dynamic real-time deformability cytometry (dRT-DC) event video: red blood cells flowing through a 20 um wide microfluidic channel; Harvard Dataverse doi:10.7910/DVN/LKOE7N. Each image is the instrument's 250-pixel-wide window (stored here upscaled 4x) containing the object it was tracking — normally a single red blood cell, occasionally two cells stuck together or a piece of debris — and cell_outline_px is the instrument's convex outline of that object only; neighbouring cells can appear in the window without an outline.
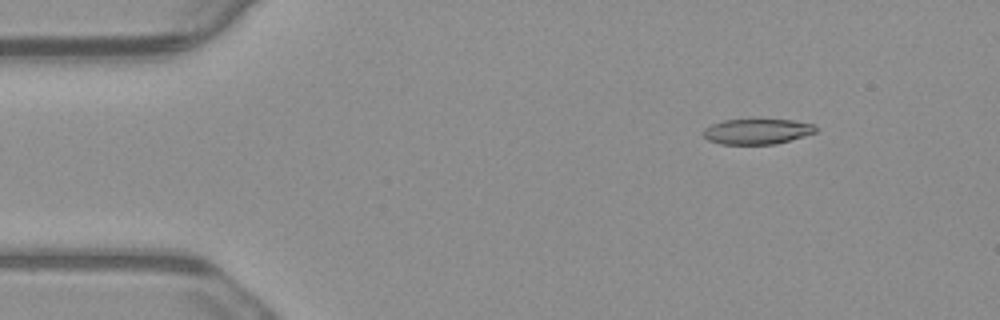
{"species": "common noctule bat (a hibernating species)", "species_latin": "Nyctalus noctula", "temperature_condition": "warm", "stored_images_in_passage": 5, "camera_frame_rate_fps": 3000, "um_per_image_px": 0.085, "animal": {"sex": "male", "body_mass_g": 23.1, "forearm_length_mm": 52.7}, "frame": {"image": 1, "passage_image": 2, "time_ms": 0.333, "image_size_px": [1000, 320], "cell_outline_px": [[820, 128], [816, 132], [804, 136], [776, 144], [720, 144], [708, 140], [704, 136], [704, 128], [712, 124], [724, 120], [792, 120], [816, 124]], "centroid_in_image_um": [64.4, 11.18], "position_along_channel_um": 20.6, "area_um2": 16.65}}
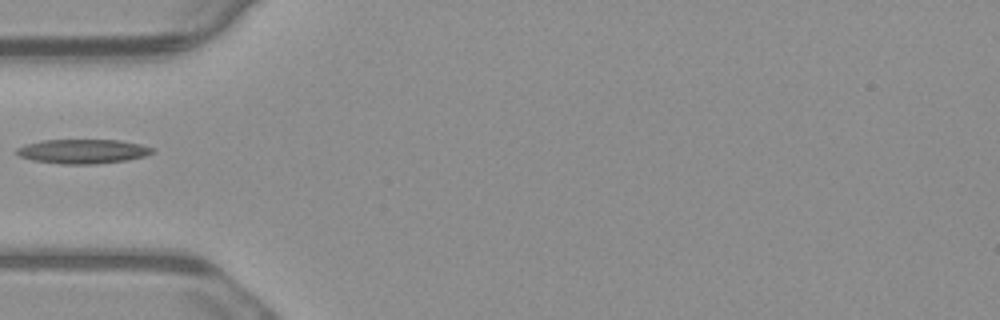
{"frame": {"image": 2, "passage_image": 5, "time_ms": 1.333, "image_size_px": [1000, 320], "cell_outline_px": [[156, 152], [144, 156], [128, 160], [96, 164], [60, 164], [32, 160], [20, 156], [12, 152], [16, 148], [24, 144], [44, 140], [120, 140], [140, 144], [156, 148]], "centroid_in_image_um": [7.04, 12.87], "position_along_channel_um": 78.0, "area_um2": 19.54}}